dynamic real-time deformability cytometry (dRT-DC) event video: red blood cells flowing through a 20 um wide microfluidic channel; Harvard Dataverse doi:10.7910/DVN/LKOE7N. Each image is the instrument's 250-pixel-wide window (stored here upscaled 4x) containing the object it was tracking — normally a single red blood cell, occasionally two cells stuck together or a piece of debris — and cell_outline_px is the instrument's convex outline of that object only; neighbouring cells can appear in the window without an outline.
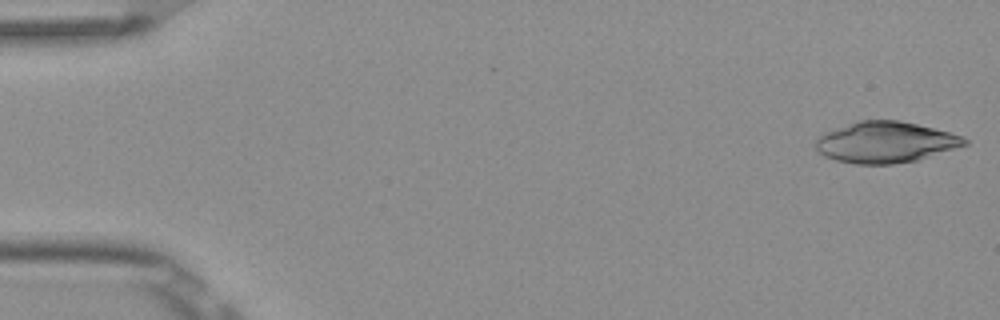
{"species": "Egyptian fruit bat (a non-hibernating species)", "species_latin": "Rousettus aegyptiacus", "temperature_condition": "room temperature", "stored_images_in_passage": 4, "camera_frame_rate_fps": 3000, "um_per_image_px": 0.085, "frame": {"image": 1, "passage_image": 1, "time_ms": 0.0, "image_size_px": [1000, 320], "cell_outline_px": [[968, 144], [916, 160], [892, 164], [856, 164], [836, 160], [824, 156], [816, 148], [816, 140], [824, 132], [860, 120], [900, 120], [964, 136], [968, 140]], "centroid_in_image_um": [75.26, 12.09], "position_along_channel_um": 9.7, "area_um2": 35.26}}